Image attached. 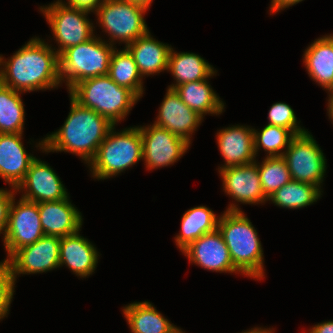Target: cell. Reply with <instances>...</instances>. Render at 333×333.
<instances>
[{"label":"cell","instance_id":"obj_1","mask_svg":"<svg viewBox=\"0 0 333 333\" xmlns=\"http://www.w3.org/2000/svg\"><path fill=\"white\" fill-rule=\"evenodd\" d=\"M0 82L23 93L58 88L59 55L51 44L32 37L9 59L0 54Z\"/></svg>","mask_w":333,"mask_h":333},{"label":"cell","instance_id":"obj_2","mask_svg":"<svg viewBox=\"0 0 333 333\" xmlns=\"http://www.w3.org/2000/svg\"><path fill=\"white\" fill-rule=\"evenodd\" d=\"M69 98L70 112L64 124L36 142L35 147H39L45 154H75L89 165L96 156L99 145L115 125L94 110L81 106L70 95Z\"/></svg>","mask_w":333,"mask_h":333},{"label":"cell","instance_id":"obj_3","mask_svg":"<svg viewBox=\"0 0 333 333\" xmlns=\"http://www.w3.org/2000/svg\"><path fill=\"white\" fill-rule=\"evenodd\" d=\"M218 230L230 252L234 267L245 277L265 278L264 251L258 232L243 211H224Z\"/></svg>","mask_w":333,"mask_h":333},{"label":"cell","instance_id":"obj_4","mask_svg":"<svg viewBox=\"0 0 333 333\" xmlns=\"http://www.w3.org/2000/svg\"><path fill=\"white\" fill-rule=\"evenodd\" d=\"M69 95L81 106L90 108L118 125L140 100L131 90L118 86L108 75L77 83Z\"/></svg>","mask_w":333,"mask_h":333},{"label":"cell","instance_id":"obj_5","mask_svg":"<svg viewBox=\"0 0 333 333\" xmlns=\"http://www.w3.org/2000/svg\"><path fill=\"white\" fill-rule=\"evenodd\" d=\"M140 160H143V148L139 127L130 126L118 132L114 126L88 167L94 179L105 180L116 177Z\"/></svg>","mask_w":333,"mask_h":333},{"label":"cell","instance_id":"obj_6","mask_svg":"<svg viewBox=\"0 0 333 333\" xmlns=\"http://www.w3.org/2000/svg\"><path fill=\"white\" fill-rule=\"evenodd\" d=\"M116 46L101 36L71 46L59 55V77L70 91L77 83L97 76L108 75L112 53Z\"/></svg>","mask_w":333,"mask_h":333},{"label":"cell","instance_id":"obj_7","mask_svg":"<svg viewBox=\"0 0 333 333\" xmlns=\"http://www.w3.org/2000/svg\"><path fill=\"white\" fill-rule=\"evenodd\" d=\"M148 9L127 0H105L94 12L96 24L108 34L109 44L126 47L150 30L144 19Z\"/></svg>","mask_w":333,"mask_h":333},{"label":"cell","instance_id":"obj_8","mask_svg":"<svg viewBox=\"0 0 333 333\" xmlns=\"http://www.w3.org/2000/svg\"><path fill=\"white\" fill-rule=\"evenodd\" d=\"M58 48H53L60 55L67 48L85 43L95 35V24L89 19L91 12L68 7L58 0L39 7ZM57 49V50H56Z\"/></svg>","mask_w":333,"mask_h":333},{"label":"cell","instance_id":"obj_9","mask_svg":"<svg viewBox=\"0 0 333 333\" xmlns=\"http://www.w3.org/2000/svg\"><path fill=\"white\" fill-rule=\"evenodd\" d=\"M294 181L323 186L327 159L309 131L295 135L282 156Z\"/></svg>","mask_w":333,"mask_h":333},{"label":"cell","instance_id":"obj_10","mask_svg":"<svg viewBox=\"0 0 333 333\" xmlns=\"http://www.w3.org/2000/svg\"><path fill=\"white\" fill-rule=\"evenodd\" d=\"M15 197L12 200L8 224L2 241L9 259L18 249L33 244L45 234L40 223L38 203Z\"/></svg>","mask_w":333,"mask_h":333},{"label":"cell","instance_id":"obj_11","mask_svg":"<svg viewBox=\"0 0 333 333\" xmlns=\"http://www.w3.org/2000/svg\"><path fill=\"white\" fill-rule=\"evenodd\" d=\"M142 138L143 160L147 170L176 163L190 147L185 139L152 124L138 126Z\"/></svg>","mask_w":333,"mask_h":333},{"label":"cell","instance_id":"obj_12","mask_svg":"<svg viewBox=\"0 0 333 333\" xmlns=\"http://www.w3.org/2000/svg\"><path fill=\"white\" fill-rule=\"evenodd\" d=\"M218 172L222 178L224 193L235 200L225 211H242L238 202L249 205L267 203L268 198L261 187L257 159L255 162L220 169Z\"/></svg>","mask_w":333,"mask_h":333},{"label":"cell","instance_id":"obj_13","mask_svg":"<svg viewBox=\"0 0 333 333\" xmlns=\"http://www.w3.org/2000/svg\"><path fill=\"white\" fill-rule=\"evenodd\" d=\"M60 241V237L44 235L33 244L18 249L9 258L14 285L21 274H40L59 269Z\"/></svg>","mask_w":333,"mask_h":333},{"label":"cell","instance_id":"obj_14","mask_svg":"<svg viewBox=\"0 0 333 333\" xmlns=\"http://www.w3.org/2000/svg\"><path fill=\"white\" fill-rule=\"evenodd\" d=\"M62 182L47 162L36 157L16 192H22L21 198L36 203L60 201L69 196Z\"/></svg>","mask_w":333,"mask_h":333},{"label":"cell","instance_id":"obj_15","mask_svg":"<svg viewBox=\"0 0 333 333\" xmlns=\"http://www.w3.org/2000/svg\"><path fill=\"white\" fill-rule=\"evenodd\" d=\"M189 263L219 273L242 275L233 265L230 252L218 228L202 235L182 251Z\"/></svg>","mask_w":333,"mask_h":333},{"label":"cell","instance_id":"obj_16","mask_svg":"<svg viewBox=\"0 0 333 333\" xmlns=\"http://www.w3.org/2000/svg\"><path fill=\"white\" fill-rule=\"evenodd\" d=\"M166 91L153 124L165 128L191 144L192 135L204 118L189 108L174 89L168 88Z\"/></svg>","mask_w":333,"mask_h":333},{"label":"cell","instance_id":"obj_17","mask_svg":"<svg viewBox=\"0 0 333 333\" xmlns=\"http://www.w3.org/2000/svg\"><path fill=\"white\" fill-rule=\"evenodd\" d=\"M217 146L224 164L217 170L249 164L256 161L253 128L246 125H229L216 133Z\"/></svg>","mask_w":333,"mask_h":333},{"label":"cell","instance_id":"obj_18","mask_svg":"<svg viewBox=\"0 0 333 333\" xmlns=\"http://www.w3.org/2000/svg\"><path fill=\"white\" fill-rule=\"evenodd\" d=\"M23 135L0 133V178L13 188L24 180L30 164L36 158L27 153Z\"/></svg>","mask_w":333,"mask_h":333},{"label":"cell","instance_id":"obj_19","mask_svg":"<svg viewBox=\"0 0 333 333\" xmlns=\"http://www.w3.org/2000/svg\"><path fill=\"white\" fill-rule=\"evenodd\" d=\"M40 223L45 235L65 237L81 230L83 216L70 197L38 203Z\"/></svg>","mask_w":333,"mask_h":333},{"label":"cell","instance_id":"obj_20","mask_svg":"<svg viewBox=\"0 0 333 333\" xmlns=\"http://www.w3.org/2000/svg\"><path fill=\"white\" fill-rule=\"evenodd\" d=\"M80 231L61 238L59 265H65L77 277L88 278L95 273L100 255L95 245L81 236Z\"/></svg>","mask_w":333,"mask_h":333},{"label":"cell","instance_id":"obj_21","mask_svg":"<svg viewBox=\"0 0 333 333\" xmlns=\"http://www.w3.org/2000/svg\"><path fill=\"white\" fill-rule=\"evenodd\" d=\"M126 48L132 54L142 78L167 71L172 46L153 38L150 31L128 44Z\"/></svg>","mask_w":333,"mask_h":333},{"label":"cell","instance_id":"obj_22","mask_svg":"<svg viewBox=\"0 0 333 333\" xmlns=\"http://www.w3.org/2000/svg\"><path fill=\"white\" fill-rule=\"evenodd\" d=\"M303 52L310 79L327 91L333 89V38L328 34L319 37Z\"/></svg>","mask_w":333,"mask_h":333},{"label":"cell","instance_id":"obj_23","mask_svg":"<svg viewBox=\"0 0 333 333\" xmlns=\"http://www.w3.org/2000/svg\"><path fill=\"white\" fill-rule=\"evenodd\" d=\"M167 71L174 79V83L168 86L170 89L187 82L211 78L217 74L213 65L200 55L193 52H177L174 48H171L169 53Z\"/></svg>","mask_w":333,"mask_h":333},{"label":"cell","instance_id":"obj_24","mask_svg":"<svg viewBox=\"0 0 333 333\" xmlns=\"http://www.w3.org/2000/svg\"><path fill=\"white\" fill-rule=\"evenodd\" d=\"M122 312L131 333H174L179 328L149 301L130 303Z\"/></svg>","mask_w":333,"mask_h":333},{"label":"cell","instance_id":"obj_25","mask_svg":"<svg viewBox=\"0 0 333 333\" xmlns=\"http://www.w3.org/2000/svg\"><path fill=\"white\" fill-rule=\"evenodd\" d=\"M210 78L187 82L177 86L174 90L181 100L193 111L204 118L205 115H221L225 109V103L212 89L208 82Z\"/></svg>","mask_w":333,"mask_h":333},{"label":"cell","instance_id":"obj_26","mask_svg":"<svg viewBox=\"0 0 333 333\" xmlns=\"http://www.w3.org/2000/svg\"><path fill=\"white\" fill-rule=\"evenodd\" d=\"M220 215L204 205L188 209L182 216L181 228L174 237L177 248L182 252L202 235L218 228Z\"/></svg>","mask_w":333,"mask_h":333},{"label":"cell","instance_id":"obj_27","mask_svg":"<svg viewBox=\"0 0 333 333\" xmlns=\"http://www.w3.org/2000/svg\"><path fill=\"white\" fill-rule=\"evenodd\" d=\"M108 76L118 86L131 90L139 99L143 97L145 91L143 78L139 74L132 54L126 47L120 50L114 49Z\"/></svg>","mask_w":333,"mask_h":333},{"label":"cell","instance_id":"obj_28","mask_svg":"<svg viewBox=\"0 0 333 333\" xmlns=\"http://www.w3.org/2000/svg\"><path fill=\"white\" fill-rule=\"evenodd\" d=\"M322 193V189L315 185L291 180L268 197V201L274 206L294 210L316 203Z\"/></svg>","mask_w":333,"mask_h":333},{"label":"cell","instance_id":"obj_29","mask_svg":"<svg viewBox=\"0 0 333 333\" xmlns=\"http://www.w3.org/2000/svg\"><path fill=\"white\" fill-rule=\"evenodd\" d=\"M0 82V133H23L25 109L21 94Z\"/></svg>","mask_w":333,"mask_h":333},{"label":"cell","instance_id":"obj_30","mask_svg":"<svg viewBox=\"0 0 333 333\" xmlns=\"http://www.w3.org/2000/svg\"><path fill=\"white\" fill-rule=\"evenodd\" d=\"M295 135L287 128L267 124L258 131L253 128L254 152L257 157L261 147L266 157L283 156Z\"/></svg>","mask_w":333,"mask_h":333},{"label":"cell","instance_id":"obj_31","mask_svg":"<svg viewBox=\"0 0 333 333\" xmlns=\"http://www.w3.org/2000/svg\"><path fill=\"white\" fill-rule=\"evenodd\" d=\"M258 173L263 193L267 198L292 180L282 156L263 158L261 163L258 162Z\"/></svg>","mask_w":333,"mask_h":333},{"label":"cell","instance_id":"obj_32","mask_svg":"<svg viewBox=\"0 0 333 333\" xmlns=\"http://www.w3.org/2000/svg\"><path fill=\"white\" fill-rule=\"evenodd\" d=\"M269 125L281 126L289 129L294 135L302 134L308 129L302 128L293 108L285 102L274 103L268 112Z\"/></svg>","mask_w":333,"mask_h":333},{"label":"cell","instance_id":"obj_33","mask_svg":"<svg viewBox=\"0 0 333 333\" xmlns=\"http://www.w3.org/2000/svg\"><path fill=\"white\" fill-rule=\"evenodd\" d=\"M15 292L12 270L9 259L0 262V307L9 314Z\"/></svg>","mask_w":333,"mask_h":333},{"label":"cell","instance_id":"obj_34","mask_svg":"<svg viewBox=\"0 0 333 333\" xmlns=\"http://www.w3.org/2000/svg\"><path fill=\"white\" fill-rule=\"evenodd\" d=\"M16 194V188L11 187L10 190L0 188V234L3 236L8 224L9 209Z\"/></svg>","mask_w":333,"mask_h":333},{"label":"cell","instance_id":"obj_35","mask_svg":"<svg viewBox=\"0 0 333 333\" xmlns=\"http://www.w3.org/2000/svg\"><path fill=\"white\" fill-rule=\"evenodd\" d=\"M60 3L77 9H83L94 13L105 0H58Z\"/></svg>","mask_w":333,"mask_h":333},{"label":"cell","instance_id":"obj_36","mask_svg":"<svg viewBox=\"0 0 333 333\" xmlns=\"http://www.w3.org/2000/svg\"><path fill=\"white\" fill-rule=\"evenodd\" d=\"M302 1L303 0H271L269 13H271L270 15L277 14V12L283 11L285 8L292 7Z\"/></svg>","mask_w":333,"mask_h":333},{"label":"cell","instance_id":"obj_37","mask_svg":"<svg viewBox=\"0 0 333 333\" xmlns=\"http://www.w3.org/2000/svg\"><path fill=\"white\" fill-rule=\"evenodd\" d=\"M307 333H333V320L323 321L313 325Z\"/></svg>","mask_w":333,"mask_h":333},{"label":"cell","instance_id":"obj_38","mask_svg":"<svg viewBox=\"0 0 333 333\" xmlns=\"http://www.w3.org/2000/svg\"><path fill=\"white\" fill-rule=\"evenodd\" d=\"M328 103H327V115L330 119V121H332L331 123L333 124V89L328 90Z\"/></svg>","mask_w":333,"mask_h":333},{"label":"cell","instance_id":"obj_39","mask_svg":"<svg viewBox=\"0 0 333 333\" xmlns=\"http://www.w3.org/2000/svg\"><path fill=\"white\" fill-rule=\"evenodd\" d=\"M275 332V329L272 328H264V327H254V328H251L250 330H245L241 333H274Z\"/></svg>","mask_w":333,"mask_h":333},{"label":"cell","instance_id":"obj_40","mask_svg":"<svg viewBox=\"0 0 333 333\" xmlns=\"http://www.w3.org/2000/svg\"><path fill=\"white\" fill-rule=\"evenodd\" d=\"M127 1L145 7L146 9H150V6L153 2V0H127Z\"/></svg>","mask_w":333,"mask_h":333},{"label":"cell","instance_id":"obj_41","mask_svg":"<svg viewBox=\"0 0 333 333\" xmlns=\"http://www.w3.org/2000/svg\"><path fill=\"white\" fill-rule=\"evenodd\" d=\"M8 314L0 307V320H3Z\"/></svg>","mask_w":333,"mask_h":333},{"label":"cell","instance_id":"obj_42","mask_svg":"<svg viewBox=\"0 0 333 333\" xmlns=\"http://www.w3.org/2000/svg\"><path fill=\"white\" fill-rule=\"evenodd\" d=\"M174 333H185V331H182L181 328H178Z\"/></svg>","mask_w":333,"mask_h":333}]
</instances>
